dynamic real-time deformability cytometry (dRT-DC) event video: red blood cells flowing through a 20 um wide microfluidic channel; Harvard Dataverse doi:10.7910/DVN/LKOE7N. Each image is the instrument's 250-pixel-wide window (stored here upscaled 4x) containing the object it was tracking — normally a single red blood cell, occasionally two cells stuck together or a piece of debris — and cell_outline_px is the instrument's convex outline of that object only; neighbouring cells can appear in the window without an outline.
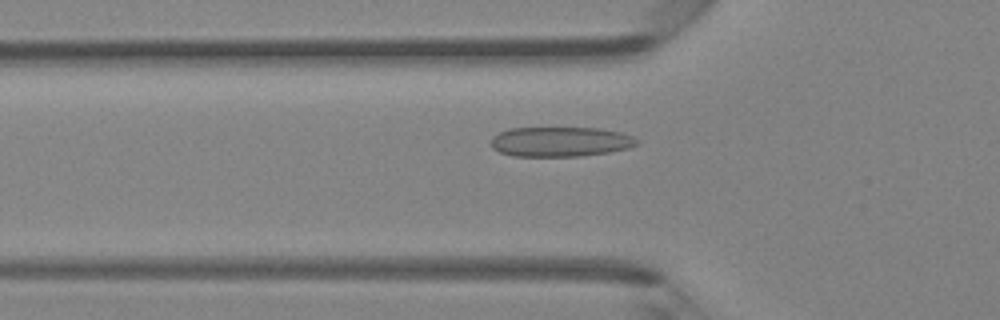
{"species": "Egyptian fruit bat (a non-hibernating species)", "species_latin": "Rousettus aegyptiacus", "temperature_condition": "room temperature", "stored_images_in_passage": 37, "camera_frame_rate_fps": 3000, "um_per_image_px": 0.085, "animal": {"sex": "female"}, "frame": {"image": 1, "passage_image": 6, "time_ms": 1.667, "image_size_px": [1000, 320], "cell_outline_px": [[640, 140], [636, 144], [628, 148], [608, 152], [580, 156], [512, 156], [500, 152], [492, 148], [492, 136], [500, 132], [512, 128], [600, 128], [620, 132], [632, 136]], "centroid_in_image_um": [47.63, 12.04], "position_along_channel_um": 78.2, "area_um2": 25.26}}
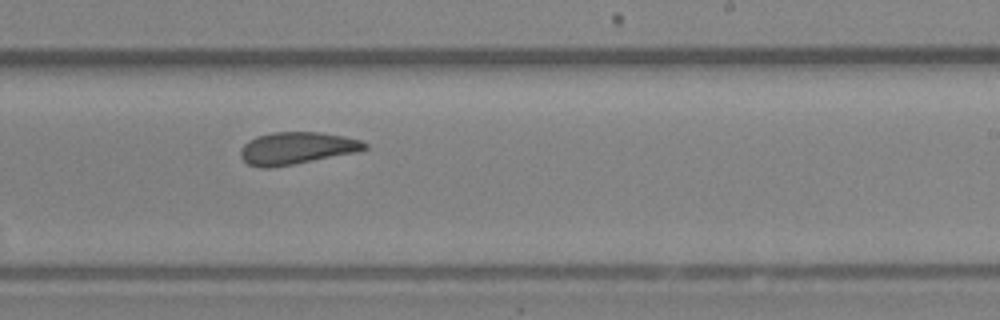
{"frame": {"image": 2, "passage_image": 19, "time_ms": 6.0, "image_size_px": [1000, 320], "cell_outline_px": [[368, 148], [356, 152], [292, 164], [268, 168], [260, 168], [248, 164], [240, 156], [240, 148], [248, 140], [256, 136], [272, 132], [320, 132], [344, 136], [360, 140], [368, 144]], "centroid_in_image_um": [25.19, 12.58], "position_along_channel_um": 263.8, "area_um2": 23.24}}
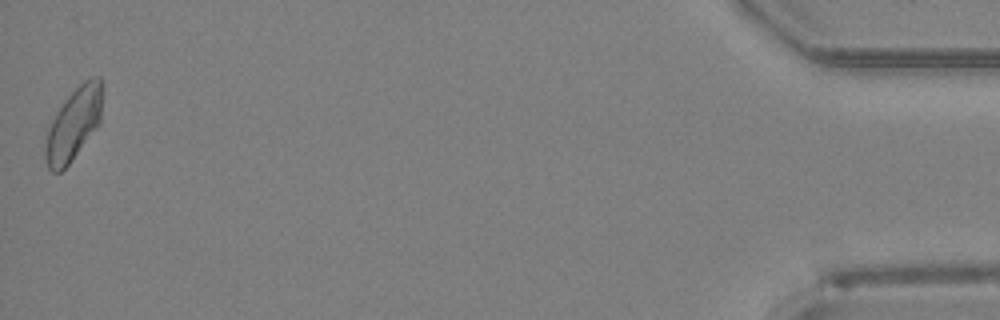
{"frame": {"image": 3, "passage_image": 37, "time_ms": 12.0, "image_size_px": [1000, 320], "cell_outline_px": [[104, 84], [100, 124], [68, 164], [60, 172], [52, 172], [48, 168], [44, 156], [44, 148], [48, 128], [56, 112], [64, 100], [84, 80], [92, 76], [100, 76], [104, 80]], "centroid_in_image_um": [6.29, 10.49], "position_along_channel_um": 428.9, "area_um2": 24.33}, "authors_computed_cell_mechanics": {"area_um2": 23.6402, "velocity_mm_per_s": 4.2916, "shape_relaxation_time_tau1_ms": null, "shape_relaxation_time_tau2_ms": 2.0109, "deformation_change_tau1": null, "deformation_change_tau2": 0.0836}}